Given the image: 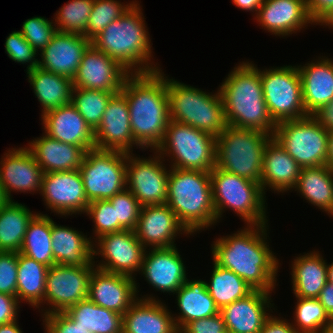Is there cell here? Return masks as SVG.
Returning <instances> with one entry per match:
<instances>
[{
	"label": "cell",
	"mask_w": 333,
	"mask_h": 333,
	"mask_svg": "<svg viewBox=\"0 0 333 333\" xmlns=\"http://www.w3.org/2000/svg\"><path fill=\"white\" fill-rule=\"evenodd\" d=\"M269 225H247L244 229L213 241V261L241 277L254 290L272 293L280 262L267 242Z\"/></svg>",
	"instance_id": "obj_1"
},
{
	"label": "cell",
	"mask_w": 333,
	"mask_h": 333,
	"mask_svg": "<svg viewBox=\"0 0 333 333\" xmlns=\"http://www.w3.org/2000/svg\"><path fill=\"white\" fill-rule=\"evenodd\" d=\"M162 71L130 74L121 89L129 108L132 134L141 150L150 148L154 152L170 121L166 76Z\"/></svg>",
	"instance_id": "obj_2"
},
{
	"label": "cell",
	"mask_w": 333,
	"mask_h": 333,
	"mask_svg": "<svg viewBox=\"0 0 333 333\" xmlns=\"http://www.w3.org/2000/svg\"><path fill=\"white\" fill-rule=\"evenodd\" d=\"M233 68L219 85L227 124L273 137L276 124L266 106L258 67L252 62L242 61Z\"/></svg>",
	"instance_id": "obj_3"
},
{
	"label": "cell",
	"mask_w": 333,
	"mask_h": 333,
	"mask_svg": "<svg viewBox=\"0 0 333 333\" xmlns=\"http://www.w3.org/2000/svg\"><path fill=\"white\" fill-rule=\"evenodd\" d=\"M139 1L111 22L91 40V44L119 62L131 74L159 71L152 62L150 34Z\"/></svg>",
	"instance_id": "obj_4"
},
{
	"label": "cell",
	"mask_w": 333,
	"mask_h": 333,
	"mask_svg": "<svg viewBox=\"0 0 333 333\" xmlns=\"http://www.w3.org/2000/svg\"><path fill=\"white\" fill-rule=\"evenodd\" d=\"M170 168L166 204L179 222L191 236L215 226L210 172Z\"/></svg>",
	"instance_id": "obj_5"
},
{
	"label": "cell",
	"mask_w": 333,
	"mask_h": 333,
	"mask_svg": "<svg viewBox=\"0 0 333 333\" xmlns=\"http://www.w3.org/2000/svg\"><path fill=\"white\" fill-rule=\"evenodd\" d=\"M171 121L189 125L217 137L227 126L219 88L206 92L166 76Z\"/></svg>",
	"instance_id": "obj_6"
},
{
	"label": "cell",
	"mask_w": 333,
	"mask_h": 333,
	"mask_svg": "<svg viewBox=\"0 0 333 333\" xmlns=\"http://www.w3.org/2000/svg\"><path fill=\"white\" fill-rule=\"evenodd\" d=\"M213 204L219 222L225 209L233 210L246 225H264L267 199L260 183L226 172L217 166L210 171Z\"/></svg>",
	"instance_id": "obj_7"
},
{
	"label": "cell",
	"mask_w": 333,
	"mask_h": 333,
	"mask_svg": "<svg viewBox=\"0 0 333 333\" xmlns=\"http://www.w3.org/2000/svg\"><path fill=\"white\" fill-rule=\"evenodd\" d=\"M272 136L257 130L227 126L216 137V164L219 169L253 182H261L263 155Z\"/></svg>",
	"instance_id": "obj_8"
},
{
	"label": "cell",
	"mask_w": 333,
	"mask_h": 333,
	"mask_svg": "<svg viewBox=\"0 0 333 333\" xmlns=\"http://www.w3.org/2000/svg\"><path fill=\"white\" fill-rule=\"evenodd\" d=\"M172 168L210 172L216 164V138L192 126L169 121L155 150Z\"/></svg>",
	"instance_id": "obj_9"
},
{
	"label": "cell",
	"mask_w": 333,
	"mask_h": 333,
	"mask_svg": "<svg viewBox=\"0 0 333 333\" xmlns=\"http://www.w3.org/2000/svg\"><path fill=\"white\" fill-rule=\"evenodd\" d=\"M328 133L308 115L276 124L273 138L301 168L326 165Z\"/></svg>",
	"instance_id": "obj_10"
},
{
	"label": "cell",
	"mask_w": 333,
	"mask_h": 333,
	"mask_svg": "<svg viewBox=\"0 0 333 333\" xmlns=\"http://www.w3.org/2000/svg\"><path fill=\"white\" fill-rule=\"evenodd\" d=\"M258 70L266 106L275 124L308 116L302 100L298 65Z\"/></svg>",
	"instance_id": "obj_11"
},
{
	"label": "cell",
	"mask_w": 333,
	"mask_h": 333,
	"mask_svg": "<svg viewBox=\"0 0 333 333\" xmlns=\"http://www.w3.org/2000/svg\"><path fill=\"white\" fill-rule=\"evenodd\" d=\"M127 153L92 149L85 153L79 172L89 202L108 200L126 188Z\"/></svg>",
	"instance_id": "obj_12"
},
{
	"label": "cell",
	"mask_w": 333,
	"mask_h": 333,
	"mask_svg": "<svg viewBox=\"0 0 333 333\" xmlns=\"http://www.w3.org/2000/svg\"><path fill=\"white\" fill-rule=\"evenodd\" d=\"M93 241V263L96 268L136 279L146 248L137 239L135 231L109 233ZM95 256H101L100 262L95 261Z\"/></svg>",
	"instance_id": "obj_13"
},
{
	"label": "cell",
	"mask_w": 333,
	"mask_h": 333,
	"mask_svg": "<svg viewBox=\"0 0 333 333\" xmlns=\"http://www.w3.org/2000/svg\"><path fill=\"white\" fill-rule=\"evenodd\" d=\"M153 155L146 159L127 153L126 188L141 206L160 205L167 201L170 168H166L165 158L156 151Z\"/></svg>",
	"instance_id": "obj_14"
},
{
	"label": "cell",
	"mask_w": 333,
	"mask_h": 333,
	"mask_svg": "<svg viewBox=\"0 0 333 333\" xmlns=\"http://www.w3.org/2000/svg\"><path fill=\"white\" fill-rule=\"evenodd\" d=\"M95 268V266L76 267L60 264L49 267L44 296V304L49 307L41 308V315L64 312L87 299L90 277Z\"/></svg>",
	"instance_id": "obj_15"
},
{
	"label": "cell",
	"mask_w": 333,
	"mask_h": 333,
	"mask_svg": "<svg viewBox=\"0 0 333 333\" xmlns=\"http://www.w3.org/2000/svg\"><path fill=\"white\" fill-rule=\"evenodd\" d=\"M54 215L84 214L89 205L79 170L44 173L40 196Z\"/></svg>",
	"instance_id": "obj_16"
},
{
	"label": "cell",
	"mask_w": 333,
	"mask_h": 333,
	"mask_svg": "<svg viewBox=\"0 0 333 333\" xmlns=\"http://www.w3.org/2000/svg\"><path fill=\"white\" fill-rule=\"evenodd\" d=\"M130 74L119 62L91 44L72 80L74 87L119 93Z\"/></svg>",
	"instance_id": "obj_17"
},
{
	"label": "cell",
	"mask_w": 333,
	"mask_h": 333,
	"mask_svg": "<svg viewBox=\"0 0 333 333\" xmlns=\"http://www.w3.org/2000/svg\"><path fill=\"white\" fill-rule=\"evenodd\" d=\"M94 135L96 149L129 154L133 153V147L141 148L134 140L127 100L121 92L109 100Z\"/></svg>",
	"instance_id": "obj_18"
},
{
	"label": "cell",
	"mask_w": 333,
	"mask_h": 333,
	"mask_svg": "<svg viewBox=\"0 0 333 333\" xmlns=\"http://www.w3.org/2000/svg\"><path fill=\"white\" fill-rule=\"evenodd\" d=\"M134 231L146 249L170 248L180 234L191 235L166 203L142 206Z\"/></svg>",
	"instance_id": "obj_19"
},
{
	"label": "cell",
	"mask_w": 333,
	"mask_h": 333,
	"mask_svg": "<svg viewBox=\"0 0 333 333\" xmlns=\"http://www.w3.org/2000/svg\"><path fill=\"white\" fill-rule=\"evenodd\" d=\"M0 160V183L10 201L11 192L40 194L44 172L29 148H11Z\"/></svg>",
	"instance_id": "obj_20"
},
{
	"label": "cell",
	"mask_w": 333,
	"mask_h": 333,
	"mask_svg": "<svg viewBox=\"0 0 333 333\" xmlns=\"http://www.w3.org/2000/svg\"><path fill=\"white\" fill-rule=\"evenodd\" d=\"M136 279L95 268L91 274L88 299L100 307L125 314L138 299Z\"/></svg>",
	"instance_id": "obj_21"
},
{
	"label": "cell",
	"mask_w": 333,
	"mask_h": 333,
	"mask_svg": "<svg viewBox=\"0 0 333 333\" xmlns=\"http://www.w3.org/2000/svg\"><path fill=\"white\" fill-rule=\"evenodd\" d=\"M147 250L139 274L156 291L174 294L188 277L180 250L176 246Z\"/></svg>",
	"instance_id": "obj_22"
},
{
	"label": "cell",
	"mask_w": 333,
	"mask_h": 333,
	"mask_svg": "<svg viewBox=\"0 0 333 333\" xmlns=\"http://www.w3.org/2000/svg\"><path fill=\"white\" fill-rule=\"evenodd\" d=\"M254 19L262 29L283 37L300 32L309 24L316 25L308 13L306 0H264Z\"/></svg>",
	"instance_id": "obj_23"
},
{
	"label": "cell",
	"mask_w": 333,
	"mask_h": 333,
	"mask_svg": "<svg viewBox=\"0 0 333 333\" xmlns=\"http://www.w3.org/2000/svg\"><path fill=\"white\" fill-rule=\"evenodd\" d=\"M91 41L81 34L57 31L40 52L38 67L73 79Z\"/></svg>",
	"instance_id": "obj_24"
},
{
	"label": "cell",
	"mask_w": 333,
	"mask_h": 333,
	"mask_svg": "<svg viewBox=\"0 0 333 333\" xmlns=\"http://www.w3.org/2000/svg\"><path fill=\"white\" fill-rule=\"evenodd\" d=\"M271 295L269 292L254 290L247 297L223 307L220 314L227 333H260L265 320L271 315L268 312L275 311Z\"/></svg>",
	"instance_id": "obj_25"
},
{
	"label": "cell",
	"mask_w": 333,
	"mask_h": 333,
	"mask_svg": "<svg viewBox=\"0 0 333 333\" xmlns=\"http://www.w3.org/2000/svg\"><path fill=\"white\" fill-rule=\"evenodd\" d=\"M44 133L63 143L82 147L86 152L95 149L92 128L72 103L49 110L41 115Z\"/></svg>",
	"instance_id": "obj_26"
},
{
	"label": "cell",
	"mask_w": 333,
	"mask_h": 333,
	"mask_svg": "<svg viewBox=\"0 0 333 333\" xmlns=\"http://www.w3.org/2000/svg\"><path fill=\"white\" fill-rule=\"evenodd\" d=\"M144 296L123 314L122 333H179L166 304L152 294Z\"/></svg>",
	"instance_id": "obj_27"
},
{
	"label": "cell",
	"mask_w": 333,
	"mask_h": 333,
	"mask_svg": "<svg viewBox=\"0 0 333 333\" xmlns=\"http://www.w3.org/2000/svg\"><path fill=\"white\" fill-rule=\"evenodd\" d=\"M300 171L299 164L271 137L263 155L260 186L264 195L268 189L274 191V194L293 191L297 185Z\"/></svg>",
	"instance_id": "obj_28"
},
{
	"label": "cell",
	"mask_w": 333,
	"mask_h": 333,
	"mask_svg": "<svg viewBox=\"0 0 333 333\" xmlns=\"http://www.w3.org/2000/svg\"><path fill=\"white\" fill-rule=\"evenodd\" d=\"M321 57L298 66L307 115H313L333 100V59Z\"/></svg>",
	"instance_id": "obj_29"
},
{
	"label": "cell",
	"mask_w": 333,
	"mask_h": 333,
	"mask_svg": "<svg viewBox=\"0 0 333 333\" xmlns=\"http://www.w3.org/2000/svg\"><path fill=\"white\" fill-rule=\"evenodd\" d=\"M51 238L55 264L94 266L92 237L72 227L59 225L51 217Z\"/></svg>",
	"instance_id": "obj_30"
},
{
	"label": "cell",
	"mask_w": 333,
	"mask_h": 333,
	"mask_svg": "<svg viewBox=\"0 0 333 333\" xmlns=\"http://www.w3.org/2000/svg\"><path fill=\"white\" fill-rule=\"evenodd\" d=\"M27 147L44 173L78 170L86 153L80 146L60 142L45 133Z\"/></svg>",
	"instance_id": "obj_31"
},
{
	"label": "cell",
	"mask_w": 333,
	"mask_h": 333,
	"mask_svg": "<svg viewBox=\"0 0 333 333\" xmlns=\"http://www.w3.org/2000/svg\"><path fill=\"white\" fill-rule=\"evenodd\" d=\"M179 315L172 314L175 325L180 331L187 323L214 316L220 313L215 301L210 296L206 281L186 279V282L174 293ZM176 315V316H175ZM175 316V317H174Z\"/></svg>",
	"instance_id": "obj_32"
},
{
	"label": "cell",
	"mask_w": 333,
	"mask_h": 333,
	"mask_svg": "<svg viewBox=\"0 0 333 333\" xmlns=\"http://www.w3.org/2000/svg\"><path fill=\"white\" fill-rule=\"evenodd\" d=\"M299 255L291 261L292 293L295 297L317 298L328 282L327 262L319 251Z\"/></svg>",
	"instance_id": "obj_33"
},
{
	"label": "cell",
	"mask_w": 333,
	"mask_h": 333,
	"mask_svg": "<svg viewBox=\"0 0 333 333\" xmlns=\"http://www.w3.org/2000/svg\"><path fill=\"white\" fill-rule=\"evenodd\" d=\"M27 79L33 87L35 98L42 106L41 114L72 102L73 80L54 74L40 67L27 71Z\"/></svg>",
	"instance_id": "obj_34"
},
{
	"label": "cell",
	"mask_w": 333,
	"mask_h": 333,
	"mask_svg": "<svg viewBox=\"0 0 333 333\" xmlns=\"http://www.w3.org/2000/svg\"><path fill=\"white\" fill-rule=\"evenodd\" d=\"M293 190L307 200V203L333 217V172L327 165L301 168Z\"/></svg>",
	"instance_id": "obj_35"
},
{
	"label": "cell",
	"mask_w": 333,
	"mask_h": 333,
	"mask_svg": "<svg viewBox=\"0 0 333 333\" xmlns=\"http://www.w3.org/2000/svg\"><path fill=\"white\" fill-rule=\"evenodd\" d=\"M64 313L92 333H122L123 315L100 307L88 298L69 307Z\"/></svg>",
	"instance_id": "obj_36"
},
{
	"label": "cell",
	"mask_w": 333,
	"mask_h": 333,
	"mask_svg": "<svg viewBox=\"0 0 333 333\" xmlns=\"http://www.w3.org/2000/svg\"><path fill=\"white\" fill-rule=\"evenodd\" d=\"M48 266L18 252L17 300L32 307L44 305Z\"/></svg>",
	"instance_id": "obj_37"
},
{
	"label": "cell",
	"mask_w": 333,
	"mask_h": 333,
	"mask_svg": "<svg viewBox=\"0 0 333 333\" xmlns=\"http://www.w3.org/2000/svg\"><path fill=\"white\" fill-rule=\"evenodd\" d=\"M36 214L15 200L0 208V251H20L28 223Z\"/></svg>",
	"instance_id": "obj_38"
},
{
	"label": "cell",
	"mask_w": 333,
	"mask_h": 333,
	"mask_svg": "<svg viewBox=\"0 0 333 333\" xmlns=\"http://www.w3.org/2000/svg\"><path fill=\"white\" fill-rule=\"evenodd\" d=\"M19 252L48 267L55 264L52 253L51 218L48 214L37 213L28 223Z\"/></svg>",
	"instance_id": "obj_39"
},
{
	"label": "cell",
	"mask_w": 333,
	"mask_h": 333,
	"mask_svg": "<svg viewBox=\"0 0 333 333\" xmlns=\"http://www.w3.org/2000/svg\"><path fill=\"white\" fill-rule=\"evenodd\" d=\"M209 281H206L207 290L219 310L254 291L241 277L229 269L220 267L214 261Z\"/></svg>",
	"instance_id": "obj_40"
},
{
	"label": "cell",
	"mask_w": 333,
	"mask_h": 333,
	"mask_svg": "<svg viewBox=\"0 0 333 333\" xmlns=\"http://www.w3.org/2000/svg\"><path fill=\"white\" fill-rule=\"evenodd\" d=\"M297 302L291 321L298 333H327L333 331V319L317 298L295 297Z\"/></svg>",
	"instance_id": "obj_41"
},
{
	"label": "cell",
	"mask_w": 333,
	"mask_h": 333,
	"mask_svg": "<svg viewBox=\"0 0 333 333\" xmlns=\"http://www.w3.org/2000/svg\"><path fill=\"white\" fill-rule=\"evenodd\" d=\"M116 93L118 92H105L74 87L71 103L92 130L95 131L101 123L109 100Z\"/></svg>",
	"instance_id": "obj_42"
},
{
	"label": "cell",
	"mask_w": 333,
	"mask_h": 333,
	"mask_svg": "<svg viewBox=\"0 0 333 333\" xmlns=\"http://www.w3.org/2000/svg\"><path fill=\"white\" fill-rule=\"evenodd\" d=\"M93 2L94 0H70L60 7L53 18L57 31L84 35Z\"/></svg>",
	"instance_id": "obj_43"
},
{
	"label": "cell",
	"mask_w": 333,
	"mask_h": 333,
	"mask_svg": "<svg viewBox=\"0 0 333 333\" xmlns=\"http://www.w3.org/2000/svg\"><path fill=\"white\" fill-rule=\"evenodd\" d=\"M135 1L121 3L120 0H94L84 36L91 41L111 22L123 15Z\"/></svg>",
	"instance_id": "obj_44"
},
{
	"label": "cell",
	"mask_w": 333,
	"mask_h": 333,
	"mask_svg": "<svg viewBox=\"0 0 333 333\" xmlns=\"http://www.w3.org/2000/svg\"><path fill=\"white\" fill-rule=\"evenodd\" d=\"M94 223L93 235L97 240L99 237L109 233L126 230L116 219L115 209L109 200L91 201L85 212Z\"/></svg>",
	"instance_id": "obj_45"
},
{
	"label": "cell",
	"mask_w": 333,
	"mask_h": 333,
	"mask_svg": "<svg viewBox=\"0 0 333 333\" xmlns=\"http://www.w3.org/2000/svg\"><path fill=\"white\" fill-rule=\"evenodd\" d=\"M53 21L42 16H35L25 20L21 30H19L38 54L48 45L57 32Z\"/></svg>",
	"instance_id": "obj_46"
},
{
	"label": "cell",
	"mask_w": 333,
	"mask_h": 333,
	"mask_svg": "<svg viewBox=\"0 0 333 333\" xmlns=\"http://www.w3.org/2000/svg\"><path fill=\"white\" fill-rule=\"evenodd\" d=\"M115 209L116 219L126 230H135L141 210L139 201L125 188L108 199Z\"/></svg>",
	"instance_id": "obj_47"
},
{
	"label": "cell",
	"mask_w": 333,
	"mask_h": 333,
	"mask_svg": "<svg viewBox=\"0 0 333 333\" xmlns=\"http://www.w3.org/2000/svg\"><path fill=\"white\" fill-rule=\"evenodd\" d=\"M4 45L5 53L11 60L23 65L27 64L26 72L38 67V59H36L38 53L19 31L10 33Z\"/></svg>",
	"instance_id": "obj_48"
},
{
	"label": "cell",
	"mask_w": 333,
	"mask_h": 333,
	"mask_svg": "<svg viewBox=\"0 0 333 333\" xmlns=\"http://www.w3.org/2000/svg\"><path fill=\"white\" fill-rule=\"evenodd\" d=\"M18 252L0 251V293L17 296Z\"/></svg>",
	"instance_id": "obj_49"
},
{
	"label": "cell",
	"mask_w": 333,
	"mask_h": 333,
	"mask_svg": "<svg viewBox=\"0 0 333 333\" xmlns=\"http://www.w3.org/2000/svg\"><path fill=\"white\" fill-rule=\"evenodd\" d=\"M42 320L45 329L44 333H92L79 325H75L64 312L44 315Z\"/></svg>",
	"instance_id": "obj_50"
},
{
	"label": "cell",
	"mask_w": 333,
	"mask_h": 333,
	"mask_svg": "<svg viewBox=\"0 0 333 333\" xmlns=\"http://www.w3.org/2000/svg\"><path fill=\"white\" fill-rule=\"evenodd\" d=\"M179 333H227L222 315L193 320L187 323Z\"/></svg>",
	"instance_id": "obj_51"
},
{
	"label": "cell",
	"mask_w": 333,
	"mask_h": 333,
	"mask_svg": "<svg viewBox=\"0 0 333 333\" xmlns=\"http://www.w3.org/2000/svg\"><path fill=\"white\" fill-rule=\"evenodd\" d=\"M19 309L17 296L0 293V325L17 320Z\"/></svg>",
	"instance_id": "obj_52"
},
{
	"label": "cell",
	"mask_w": 333,
	"mask_h": 333,
	"mask_svg": "<svg viewBox=\"0 0 333 333\" xmlns=\"http://www.w3.org/2000/svg\"><path fill=\"white\" fill-rule=\"evenodd\" d=\"M260 333H298L290 320L272 314L265 320Z\"/></svg>",
	"instance_id": "obj_53"
},
{
	"label": "cell",
	"mask_w": 333,
	"mask_h": 333,
	"mask_svg": "<svg viewBox=\"0 0 333 333\" xmlns=\"http://www.w3.org/2000/svg\"><path fill=\"white\" fill-rule=\"evenodd\" d=\"M310 18L318 25L332 10L333 0H306Z\"/></svg>",
	"instance_id": "obj_54"
},
{
	"label": "cell",
	"mask_w": 333,
	"mask_h": 333,
	"mask_svg": "<svg viewBox=\"0 0 333 333\" xmlns=\"http://www.w3.org/2000/svg\"><path fill=\"white\" fill-rule=\"evenodd\" d=\"M327 131L333 130V100L312 115Z\"/></svg>",
	"instance_id": "obj_55"
},
{
	"label": "cell",
	"mask_w": 333,
	"mask_h": 333,
	"mask_svg": "<svg viewBox=\"0 0 333 333\" xmlns=\"http://www.w3.org/2000/svg\"><path fill=\"white\" fill-rule=\"evenodd\" d=\"M317 299L325 308L328 315L333 319V284L327 282Z\"/></svg>",
	"instance_id": "obj_56"
},
{
	"label": "cell",
	"mask_w": 333,
	"mask_h": 333,
	"mask_svg": "<svg viewBox=\"0 0 333 333\" xmlns=\"http://www.w3.org/2000/svg\"><path fill=\"white\" fill-rule=\"evenodd\" d=\"M232 2L237 8L253 12L256 15L264 0H232Z\"/></svg>",
	"instance_id": "obj_57"
},
{
	"label": "cell",
	"mask_w": 333,
	"mask_h": 333,
	"mask_svg": "<svg viewBox=\"0 0 333 333\" xmlns=\"http://www.w3.org/2000/svg\"><path fill=\"white\" fill-rule=\"evenodd\" d=\"M326 165L333 172V130L328 133Z\"/></svg>",
	"instance_id": "obj_58"
},
{
	"label": "cell",
	"mask_w": 333,
	"mask_h": 333,
	"mask_svg": "<svg viewBox=\"0 0 333 333\" xmlns=\"http://www.w3.org/2000/svg\"><path fill=\"white\" fill-rule=\"evenodd\" d=\"M17 321L0 325V333H23Z\"/></svg>",
	"instance_id": "obj_59"
},
{
	"label": "cell",
	"mask_w": 333,
	"mask_h": 333,
	"mask_svg": "<svg viewBox=\"0 0 333 333\" xmlns=\"http://www.w3.org/2000/svg\"><path fill=\"white\" fill-rule=\"evenodd\" d=\"M318 25L333 29V10Z\"/></svg>",
	"instance_id": "obj_60"
},
{
	"label": "cell",
	"mask_w": 333,
	"mask_h": 333,
	"mask_svg": "<svg viewBox=\"0 0 333 333\" xmlns=\"http://www.w3.org/2000/svg\"><path fill=\"white\" fill-rule=\"evenodd\" d=\"M10 200L8 199V197L5 194V191L2 187V184L0 183V208L2 206H5Z\"/></svg>",
	"instance_id": "obj_61"
},
{
	"label": "cell",
	"mask_w": 333,
	"mask_h": 333,
	"mask_svg": "<svg viewBox=\"0 0 333 333\" xmlns=\"http://www.w3.org/2000/svg\"><path fill=\"white\" fill-rule=\"evenodd\" d=\"M327 272H328V282L333 284V262L331 264H327Z\"/></svg>",
	"instance_id": "obj_62"
}]
</instances>
